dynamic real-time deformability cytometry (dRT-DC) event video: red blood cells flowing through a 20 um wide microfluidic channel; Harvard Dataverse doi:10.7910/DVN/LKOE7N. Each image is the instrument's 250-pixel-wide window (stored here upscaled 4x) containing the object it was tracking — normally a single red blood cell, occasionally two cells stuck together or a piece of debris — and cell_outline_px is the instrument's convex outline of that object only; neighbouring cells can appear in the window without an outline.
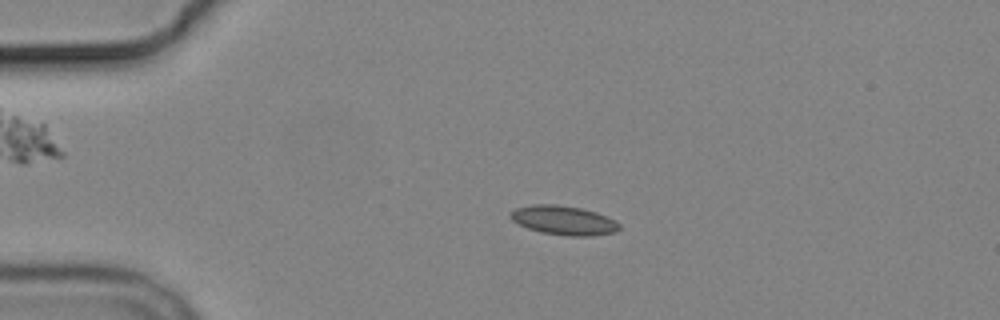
{"species": "common noctule bat (a hibernating species)", "species_latin": "Nyctalus noctula", "temperature_condition": "cold", "stored_images_in_passage": 3, "camera_frame_rate_fps": 3000, "um_per_image_px": 0.085, "animal": {"sex": "male", "body_mass_g": 19.2, "forearm_length_mm": 51.8}, "frame": {"image": 1, "passage_image": 2, "time_ms": 1.0, "image_size_px": [1000, 320], "cell_outline_px": [[620, 228], [616, 232], [592, 236], [568, 236], [540, 232], [528, 228], [512, 220], [508, 216], [516, 208], [532, 204], [556, 204], [580, 208], [596, 212], [620, 224]], "centroid_in_image_um": [47.9, 18.73], "position_along_channel_um": 37.1, "area_um2": 18.38}}